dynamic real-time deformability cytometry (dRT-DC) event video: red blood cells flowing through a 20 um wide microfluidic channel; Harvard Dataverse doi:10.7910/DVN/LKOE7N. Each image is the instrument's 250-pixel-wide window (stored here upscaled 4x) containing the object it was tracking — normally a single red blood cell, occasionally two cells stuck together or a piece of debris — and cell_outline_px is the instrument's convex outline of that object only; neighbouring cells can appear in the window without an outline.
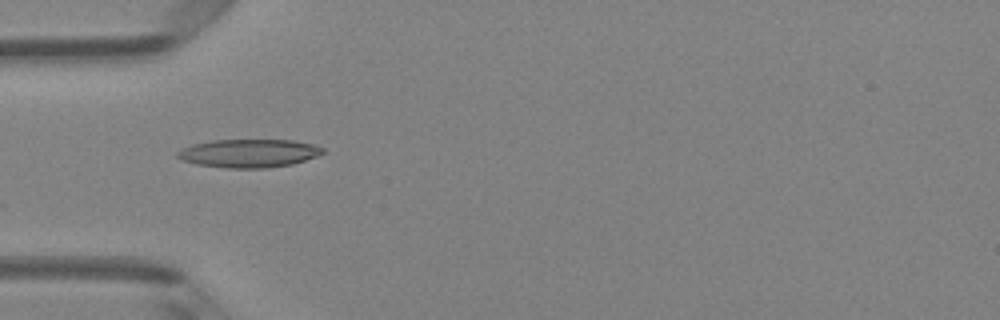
{"species": "Egyptian fruit bat (a non-hibernating species)", "species_latin": "Rousettus aegyptiacus", "temperature_condition": "room temperature", "stored_images_in_passage": 7, "camera_frame_rate_fps": 3000, "um_per_image_px": 0.085, "animal": {"sex": "female"}, "frame": {"image": 1, "passage_image": 4, "time_ms": 4.333, "image_size_px": [1000, 320], "cell_outline_px": [[324, 152], [316, 156], [292, 164], [268, 168], [228, 168], [196, 164], [180, 160], [176, 156], [176, 152], [180, 148], [192, 144], [212, 140], [292, 140], [316, 144], [324, 148]], "centroid_in_image_um": [21.12, 13.02], "position_along_channel_um": 63.9, "area_um2": 24.16}}
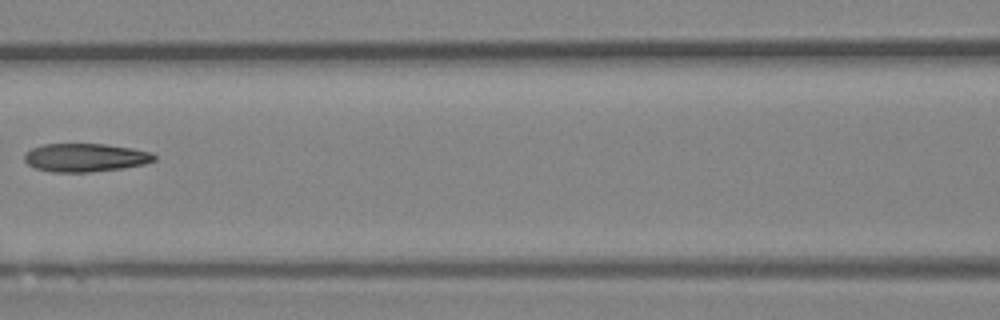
{"frame": {"image": 2, "passage_image": 6, "time_ms": 6.667, "image_size_px": [1000, 320], "cell_outline_px": [[156, 160], [144, 164], [124, 168], [92, 172], [52, 172], [32, 168], [24, 160], [24, 156], [32, 148], [44, 144], [104, 144], [132, 148], [152, 152], [156, 156]], "centroid_in_image_um": [7.26, 13.4], "position_along_channel_um": 159.3, "area_um2": 21.56}}
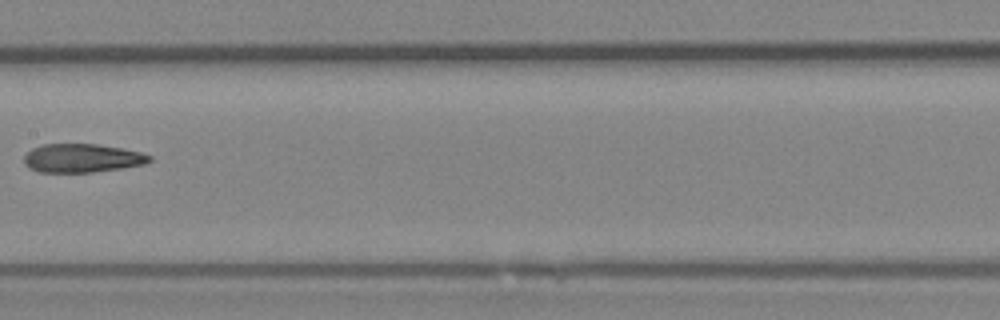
{"frame": {"image": 3, "passage_image": 7, "time_ms": 7.667, "image_size_px": [1000, 320], "cell_outline_px": [[152, 160], [144, 164], [120, 168], [92, 172], [40, 172], [28, 168], [24, 164], [24, 156], [32, 148], [44, 144], [96, 144], [120, 148], [140, 152], [152, 156]], "centroid_in_image_um": [6.95, 13.44], "position_along_channel_um": 200.5, "area_um2": 20.81}}